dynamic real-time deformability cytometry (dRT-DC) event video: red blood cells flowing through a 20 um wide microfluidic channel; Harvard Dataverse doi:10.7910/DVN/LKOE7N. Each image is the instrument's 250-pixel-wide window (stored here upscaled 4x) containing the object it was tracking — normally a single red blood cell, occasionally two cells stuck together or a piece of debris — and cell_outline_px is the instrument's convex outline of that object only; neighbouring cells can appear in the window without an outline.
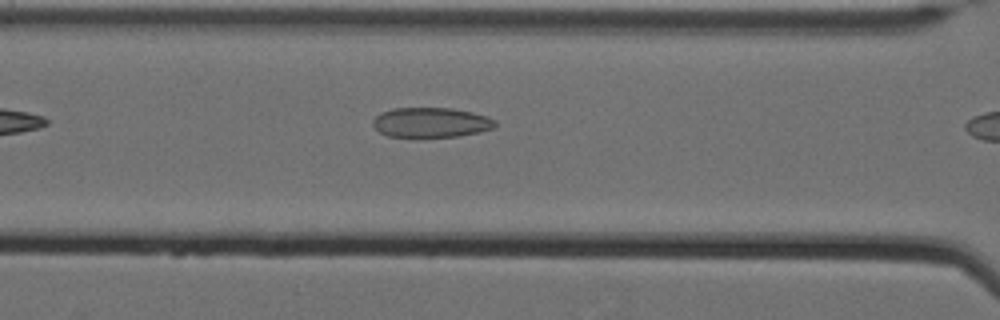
{"species": "Egyptian fruit bat (a non-hibernating species)", "species_latin": "Rousettus aegyptiacus", "temperature_condition": "cold", "stored_images_in_passage": 7, "camera_frame_rate_fps": 3000, "um_per_image_px": 0.085, "animal": {"sex": "female"}, "frame": {"image": 1, "passage_image": 6, "time_ms": 1.667, "image_size_px": [1000, 320], "cell_outline_px": [[496, 124], [492, 128], [480, 132], [460, 136], [388, 136], [380, 132], [372, 124], [372, 120], [380, 112], [392, 108], [452, 108], [472, 112], [488, 116], [496, 120]], "centroid_in_image_um": [36.64, 10.39], "position_along_channel_um": 130.0, "area_um2": 21.21}}